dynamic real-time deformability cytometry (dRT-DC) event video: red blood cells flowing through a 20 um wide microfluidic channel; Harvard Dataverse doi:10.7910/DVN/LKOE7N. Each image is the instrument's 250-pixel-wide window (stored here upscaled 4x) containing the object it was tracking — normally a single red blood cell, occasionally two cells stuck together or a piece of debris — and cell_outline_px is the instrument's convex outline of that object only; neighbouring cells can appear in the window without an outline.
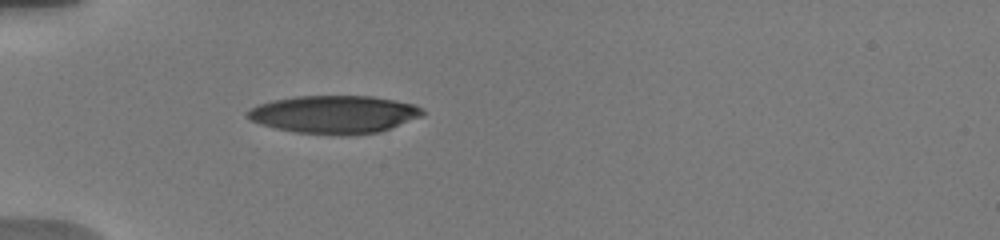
{"species": "human", "species_latin": "Homo sapiens", "temperature_condition": "warm", "stored_images_in_passage": 2, "camera_frame_rate_fps": 3000, "um_per_image_px": 0.085, "donor": {"sex": "male"}, "frame": {"image": 1, "passage_image": 1, "time_ms": 0.0, "image_size_px": [1000, 240], "cell_outline_px": [[424, 116], [380, 132], [348, 136], [336, 136], [296, 132], [276, 128], [260, 124], [244, 116], [244, 112], [256, 104], [272, 100], [296, 96], [372, 96], [412, 104], [424, 108]], "centroid_in_image_um": [28.39, 9.73], "position_along_channel_um": 56.6, "area_um2": 39.19}}